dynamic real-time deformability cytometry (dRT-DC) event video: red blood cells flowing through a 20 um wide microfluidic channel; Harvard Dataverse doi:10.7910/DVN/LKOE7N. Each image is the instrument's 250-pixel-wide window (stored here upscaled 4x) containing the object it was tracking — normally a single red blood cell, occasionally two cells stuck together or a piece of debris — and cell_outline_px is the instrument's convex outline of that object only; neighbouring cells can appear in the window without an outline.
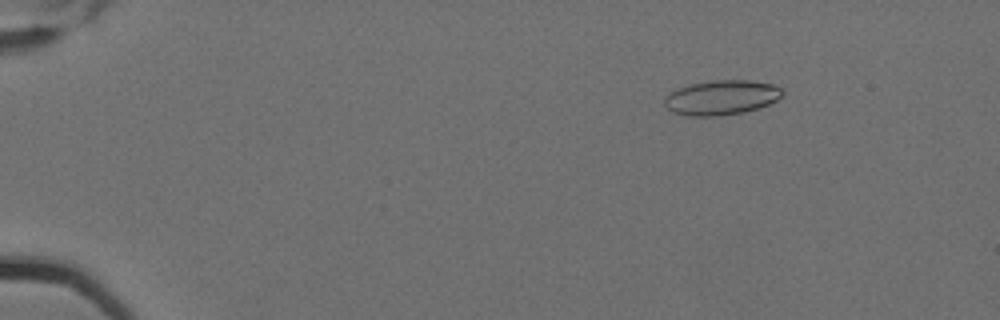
{"species": "Egyptian fruit bat (a non-hibernating species)", "species_latin": "Rousettus aegyptiacus", "temperature_condition": "cold", "stored_images_in_passage": 6, "camera_frame_rate_fps": 3000, "um_per_image_px": 0.085, "animal": {"sex": "female"}, "frame": {"image": 1, "passage_image": 3, "time_ms": 0.667, "image_size_px": [1000, 320], "cell_outline_px": [[784, 92], [776, 100], [768, 104], [744, 112], [720, 116], [688, 116], [672, 112], [664, 104], [664, 100], [672, 92], [680, 88], [692, 84], [716, 80], [748, 80], [772, 84], [780, 88]], "centroid_in_image_um": [61.33, 8.3], "position_along_channel_um": 23.7, "area_um2": 23.47}}